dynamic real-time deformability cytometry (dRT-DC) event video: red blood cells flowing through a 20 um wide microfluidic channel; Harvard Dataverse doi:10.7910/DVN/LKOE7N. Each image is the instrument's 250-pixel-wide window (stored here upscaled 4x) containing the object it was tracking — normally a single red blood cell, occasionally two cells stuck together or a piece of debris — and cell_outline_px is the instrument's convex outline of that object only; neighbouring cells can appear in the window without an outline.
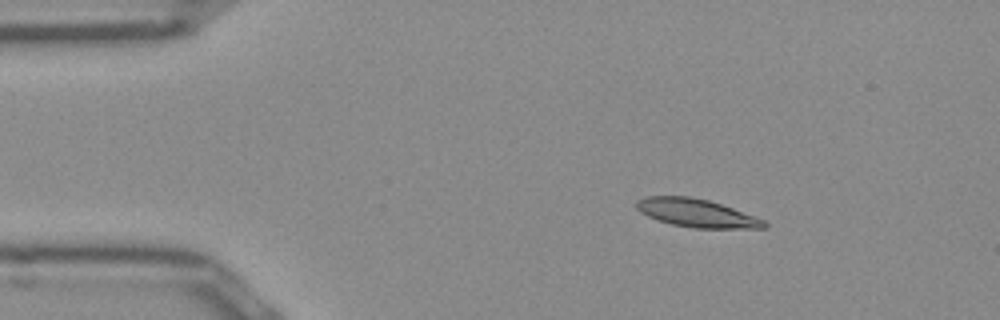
{"species": "Egyptian fruit bat (a non-hibernating species)", "species_latin": "Rousettus aegyptiacus", "temperature_condition": "room temperature", "stored_images_in_passage": 45, "camera_frame_rate_fps": 3000, "um_per_image_px": 0.085, "frame": {"image": 1, "passage_image": 1, "time_ms": 0.0, "image_size_px": [1000, 320], "cell_outline_px": [[768, 224], [764, 228], [692, 228], [672, 224], [648, 216], [640, 212], [636, 208], [636, 200], [644, 196], [688, 196], [708, 200], [732, 208], [764, 220]], "centroid_in_image_um": [59.17, 18.1], "position_along_channel_um": 25.8, "area_um2": 20.75}}
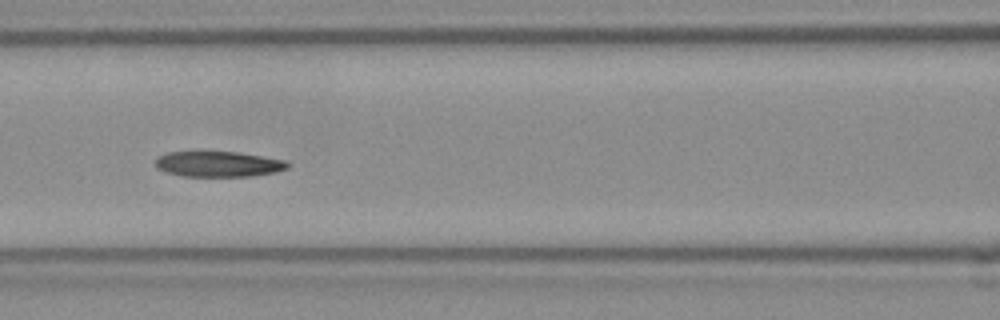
{"frame": {"image": 2, "passage_image": 15, "time_ms": 4.667, "image_size_px": [1000, 320], "cell_outline_px": [[292, 164], [288, 168], [276, 172], [252, 176], [180, 176], [156, 168], [156, 160], [160, 156], [168, 152], [236, 152], [284, 160]], "centroid_in_image_um": [18.59, 13.95], "position_along_channel_um": 148.0, "area_um2": 19.48}}
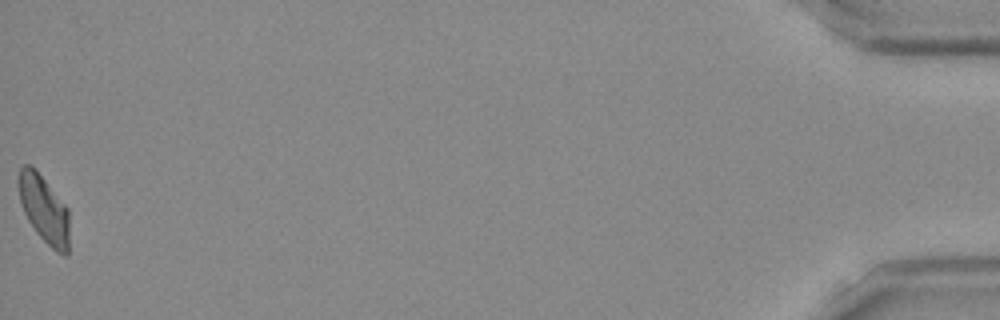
{"frame": {"image": 3, "passage_image": 45, "time_ms": 14.667, "image_size_px": [1000, 320], "cell_outline_px": [[68, 252], [64, 256], [56, 252], [36, 232], [28, 220], [24, 212], [20, 200], [20, 168], [24, 164], [28, 164], [44, 180], [68, 208]], "centroid_in_image_um": [3.77, 17.84], "position_along_channel_um": 431.4, "area_um2": 19.19}, "authors_computed_cell_mechanics": {"area_um2": 20.6346, "velocity_mm_per_s": 3.8831, "shape_relaxation_time_tau1_ms": null, "shape_relaxation_time_tau2_ms": 4.6028, "deformation_change_tau1": null, "deformation_change_tau2": 0.1125}}